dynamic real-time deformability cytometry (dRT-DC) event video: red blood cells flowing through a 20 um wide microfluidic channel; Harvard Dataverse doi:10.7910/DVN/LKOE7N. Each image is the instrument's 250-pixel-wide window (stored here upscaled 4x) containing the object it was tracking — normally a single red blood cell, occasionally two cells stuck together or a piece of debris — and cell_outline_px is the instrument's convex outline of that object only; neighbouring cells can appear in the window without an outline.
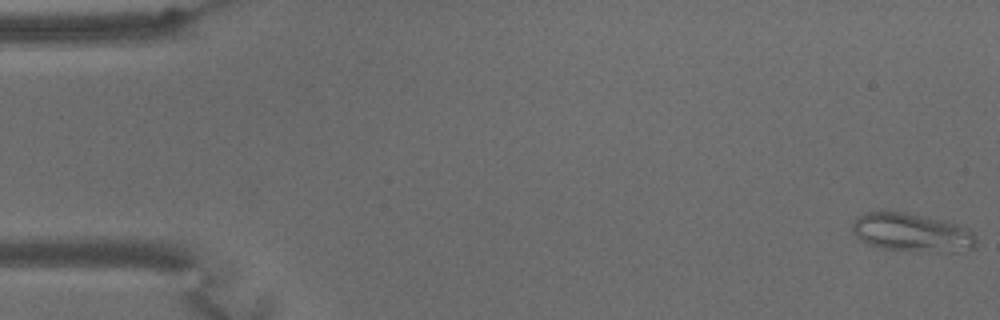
{"species": "common noctule bat (a hibernating species)", "species_latin": "Nyctalus noctula", "temperature_condition": "warm", "stored_images_in_passage": 65, "camera_frame_rate_fps": 3000, "um_per_image_px": 0.085, "animal": {"sex": "male", "body_mass_g": 15.6}, "frame": {"image": 1, "passage_image": 1, "time_ms": 0.0, "image_size_px": [1000, 320], "cell_outline_px": [[976, 248], [956, 252], [916, 252], [880, 248], [868, 244], [860, 240], [856, 236], [852, 228], [852, 224], [856, 216], [868, 212], [900, 212], [940, 220], [956, 224], [968, 228], [972, 232], [976, 240]], "centroid_in_image_um": [77.51, 19.8], "position_along_channel_um": 7.5, "area_um2": 27.8}}
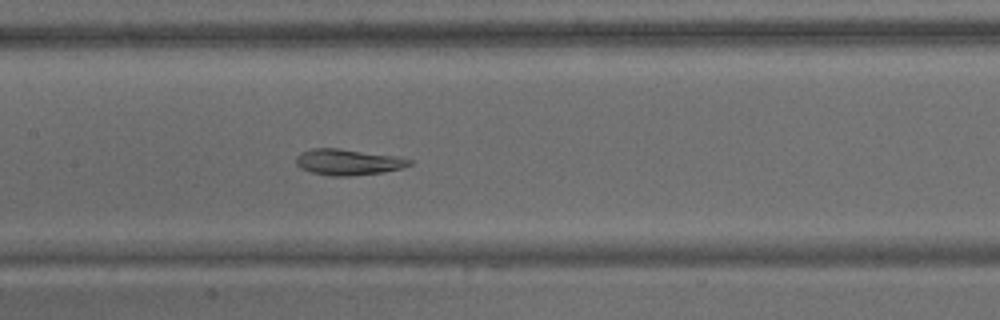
{"frame": {"image": 2, "passage_image": 31, "time_ms": 10.0, "image_size_px": [1000, 320], "cell_outline_px": [[412, 164], [400, 168], [384, 172], [348, 176], [332, 176], [312, 172], [300, 168], [296, 164], [296, 156], [300, 152], [312, 148], [340, 148], [396, 156], [412, 160]], "centroid_in_image_um": [29.56, 13.76], "position_along_channel_um": 177.8, "area_um2": 17.17}}
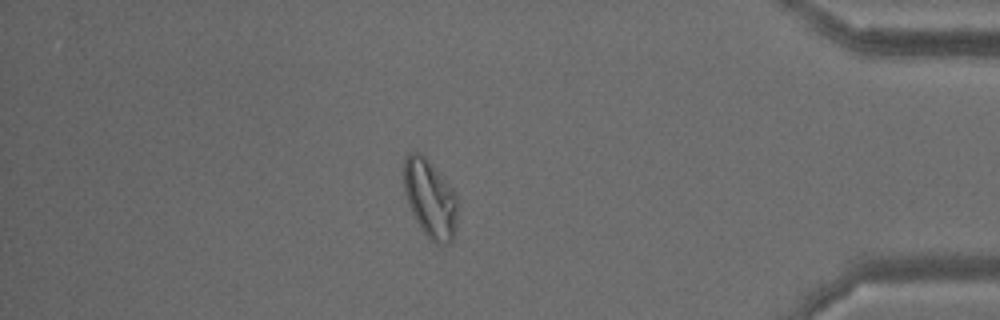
{"frame": {"image": 3, "passage_image": 56, "time_ms": 18.333, "image_size_px": [1000, 320], "cell_outline_px": [[456, 232], [452, 240], [448, 244], [440, 244], [432, 240], [420, 228], [408, 204], [404, 192], [404, 160], [408, 152], [420, 152], [424, 156], [452, 188], [456, 196]], "centroid_in_image_um": [36.54, 16.89], "position_along_channel_um": 398.7, "area_um2": 24.16}, "authors_computed_cell_mechanics": {"area_um2": 22.1374, "velocity_mm_per_s": 3.1016, "shape_relaxation_time_tau1_ms": null, "shape_relaxation_time_tau2_ms": 5.6125, "deformation_change_tau1": null, "deformation_change_tau2": 0.0624}}